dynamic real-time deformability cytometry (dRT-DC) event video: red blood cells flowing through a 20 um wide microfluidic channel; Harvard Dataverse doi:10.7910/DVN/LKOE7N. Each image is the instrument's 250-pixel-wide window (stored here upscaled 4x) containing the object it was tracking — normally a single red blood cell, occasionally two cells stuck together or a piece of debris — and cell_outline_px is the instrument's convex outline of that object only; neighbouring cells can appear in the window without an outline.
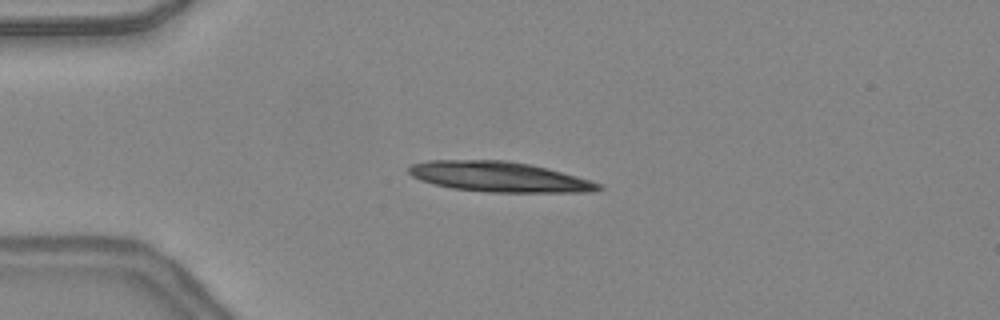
{"species": "common noctule bat (a hibernating species)", "species_latin": "Nyctalus noctula", "temperature_condition": "warm", "stored_images_in_passage": 7, "camera_frame_rate_fps": 3000, "um_per_image_px": 0.085, "animal": {"sex": "female", "body_mass_g": 24.6, "forearm_length_mm": 56.2}, "frame": {"image": 1, "passage_image": 1, "time_ms": 0.0, "image_size_px": [1000, 320], "cell_outline_px": [[604, 188], [592, 192], [488, 192], [452, 188], [420, 180], [412, 176], [408, 172], [408, 168], [412, 164], [428, 160], [508, 160], [548, 168], [576, 176], [600, 184]], "centroid_in_image_um": [42.42, 15.02], "position_along_channel_um": 42.6, "area_um2": 33.23}}